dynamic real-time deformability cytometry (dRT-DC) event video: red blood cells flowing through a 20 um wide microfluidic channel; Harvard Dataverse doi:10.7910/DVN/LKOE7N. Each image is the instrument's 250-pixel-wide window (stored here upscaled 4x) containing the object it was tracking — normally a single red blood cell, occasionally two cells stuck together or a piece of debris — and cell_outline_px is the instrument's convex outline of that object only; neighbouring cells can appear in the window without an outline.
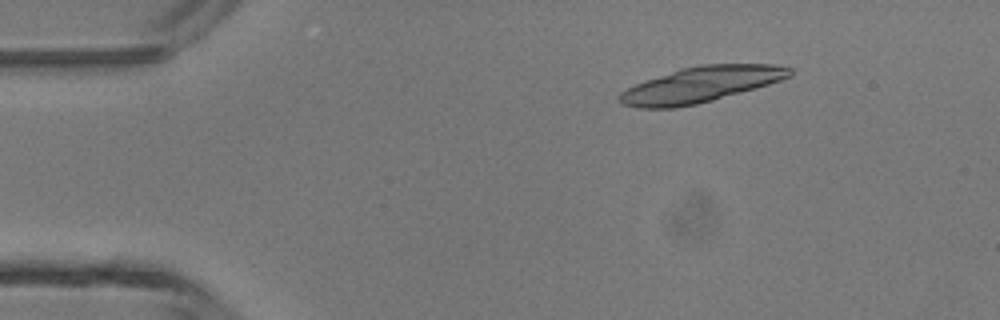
{"species": "common noctule bat (a hibernating species)", "species_latin": "Nyctalus noctula", "temperature_condition": "room temperature", "stored_images_in_passage": 3, "camera_frame_rate_fps": 3000, "um_per_image_px": 0.085, "animal": {"sex": "male", "body_mass_g": 13.3}, "frame": {"image": 1, "passage_image": 2, "time_ms": 0.333, "image_size_px": [1000, 320], "cell_outline_px": [[792, 76], [756, 88], [712, 100], [696, 104], [676, 108], [636, 108], [620, 104], [616, 96], [620, 92], [636, 84], [680, 68], [700, 64], [772, 64], [792, 68]], "centroid_in_image_um": [59.54, 7.19], "position_along_channel_um": 25.5, "area_um2": 35.26}}